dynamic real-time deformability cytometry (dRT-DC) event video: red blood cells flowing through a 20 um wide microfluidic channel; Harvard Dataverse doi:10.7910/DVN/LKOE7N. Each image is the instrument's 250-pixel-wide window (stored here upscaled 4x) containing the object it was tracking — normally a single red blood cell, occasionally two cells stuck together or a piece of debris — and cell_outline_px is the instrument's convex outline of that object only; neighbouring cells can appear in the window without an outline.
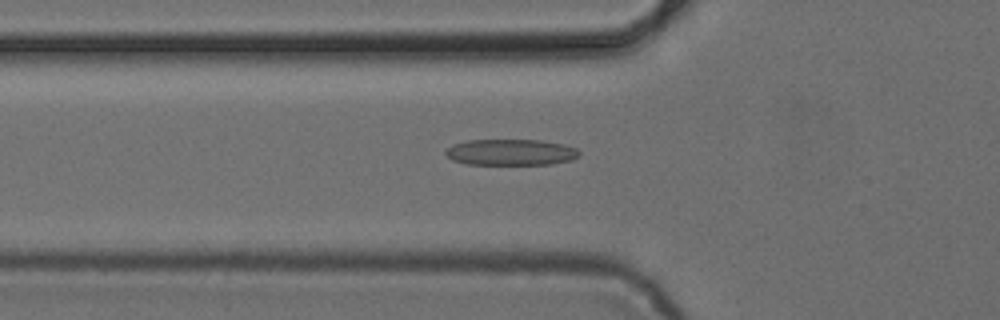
{"species": "common noctule bat (a hibernating species)", "species_latin": "Nyctalus noctula", "temperature_condition": "cold", "stored_images_in_passage": 53, "camera_frame_rate_fps": 3000, "um_per_image_px": 0.085, "animal": {"sex": "female", "body_mass_g": 24.6, "forearm_length_mm": 56.2}, "frame": {"image": 1, "passage_image": 19, "time_ms": 6.0, "image_size_px": [1000, 320], "cell_outline_px": [[580, 156], [572, 160], [552, 164], [464, 164], [452, 160], [444, 152], [452, 144], [468, 140], [540, 140], [564, 144], [576, 148], [580, 152]], "centroid_in_image_um": [43.43, 12.94], "position_along_channel_um": 82.4, "area_um2": 20.46}}
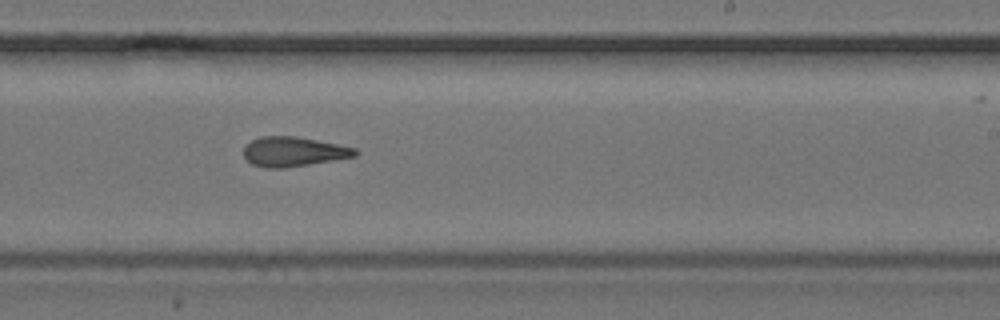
{"frame": {"image": 2, "passage_image": 33, "time_ms": 10.667, "image_size_px": [1000, 320], "cell_outline_px": [[360, 152], [356, 156], [284, 168], [264, 168], [252, 164], [244, 156], [244, 148], [252, 140], [260, 136], [296, 136], [356, 148]], "centroid_in_image_um": [24.94, 12.89], "position_along_channel_um": 264.1, "area_um2": 19.07}}
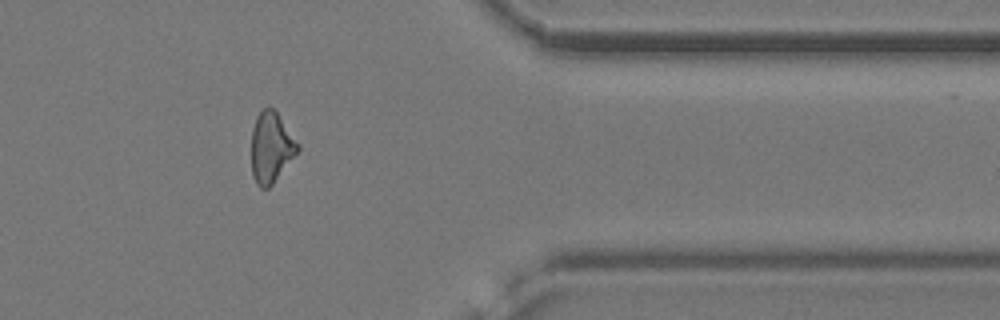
{"frame": {"image": 3, "passage_image": 44, "time_ms": 14.333, "image_size_px": [1000, 320], "cell_outline_px": [[300, 148], [272, 184], [268, 188], [260, 188], [256, 184], [252, 176], [252, 128], [256, 116], [268, 104], [276, 112], [300, 144]], "centroid_in_image_um": [23.03, 12.51], "position_along_channel_um": 388.4, "area_um2": 18.9}, "authors_computed_cell_mechanics": {"area_um2": 19.4786, "velocity_mm_per_s": 3.8819, "shape_relaxation_time_tau1_ms": 8.829, "shape_relaxation_time_tau2_ms": 3.6696, "deformation_change_tau1": 0.2165, "deformation_change_tau2": 0.1436}}